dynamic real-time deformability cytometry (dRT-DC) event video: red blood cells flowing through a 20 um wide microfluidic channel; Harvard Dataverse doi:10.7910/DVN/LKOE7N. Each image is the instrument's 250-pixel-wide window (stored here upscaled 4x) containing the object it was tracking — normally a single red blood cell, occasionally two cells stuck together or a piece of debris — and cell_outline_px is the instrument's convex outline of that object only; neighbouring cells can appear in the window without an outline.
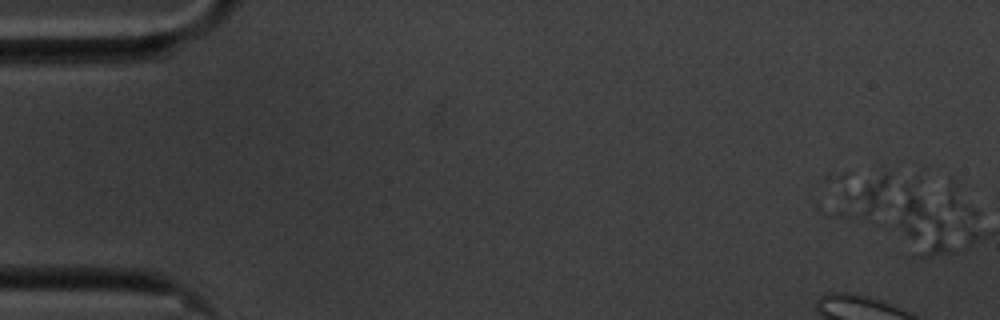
{"species": "common noctule bat (a hibernating species)", "species_latin": "Nyctalus noctula", "temperature_condition": "cold", "stored_images_in_passage": 3, "camera_frame_rate_fps": 3000, "um_per_image_px": 0.085, "animal": {"sex": "male", "body_mass_g": 20.1, "forearm_length_mm": 53.5}, "frame": {"image": 1, "passage_image": 1, "time_ms": 0.0, "image_size_px": [1000, 320], "cell_outline_px": [[888, 184], [868, 220], [860, 216], [816, 184], [828, 172], [888, 172]], "centroid_in_image_um": [72.78, 16.11], "position_along_channel_um": 12.2, "area_um2": 15.37}}